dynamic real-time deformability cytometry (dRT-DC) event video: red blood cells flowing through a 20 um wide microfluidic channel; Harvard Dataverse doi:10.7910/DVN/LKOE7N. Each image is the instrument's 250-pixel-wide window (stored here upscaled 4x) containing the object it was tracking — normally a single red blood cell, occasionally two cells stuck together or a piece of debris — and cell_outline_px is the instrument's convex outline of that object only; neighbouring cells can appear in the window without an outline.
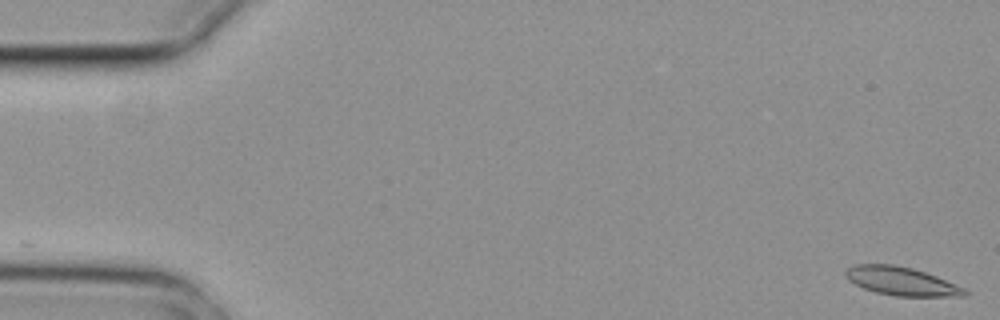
{"species": "common noctule bat (a hibernating species)", "species_latin": "Nyctalus noctula", "temperature_condition": "cold", "stored_images_in_passage": 8, "camera_frame_rate_fps": 3000, "um_per_image_px": 0.085, "animal": {"sex": "female", "body_mass_g": 29.2, "forearm_length_mm": 56.3}, "frame": {"image": 1, "passage_image": 1, "time_ms": 0.0, "image_size_px": [1000, 320], "cell_outline_px": [[968, 296], [896, 296], [876, 292], [864, 288], [848, 280], [844, 276], [844, 272], [852, 264], [892, 264], [912, 268], [936, 276], [964, 288], [968, 292]], "centroid_in_image_um": [76.59, 23.89], "position_along_channel_um": 8.4, "area_um2": 19.65}}
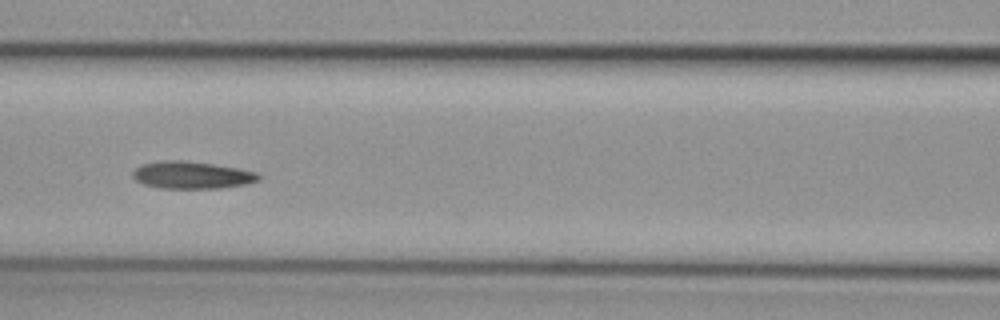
{"frame": {"image": 2, "passage_image": 7, "time_ms": 2.0, "image_size_px": [1000, 320], "cell_outline_px": [[260, 180], [244, 184], [220, 188], [160, 188], [144, 184], [136, 180], [132, 176], [132, 172], [140, 164], [164, 160], [184, 160], [216, 164], [240, 168], [256, 172], [260, 176]], "centroid_in_image_um": [16.3, 14.87], "position_along_channel_um": 150.3, "area_um2": 20.11}}
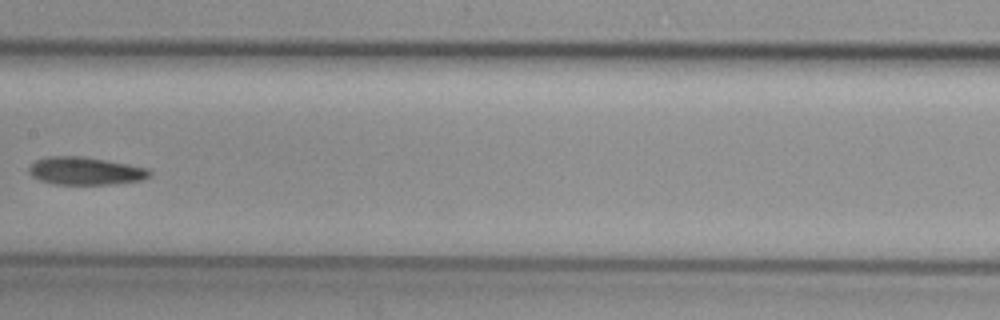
{"frame": {"image": 3, "passage_image": 8, "time_ms": 2.333, "image_size_px": [1000, 320], "cell_outline_px": [[152, 176], [140, 180], [112, 184], [52, 184], [40, 180], [32, 176], [28, 172], [28, 168], [36, 160], [48, 156], [80, 156], [128, 164], [148, 168], [152, 172]], "centroid_in_image_um": [7.25, 14.53], "position_along_channel_um": 200.1, "area_um2": 19.48}}